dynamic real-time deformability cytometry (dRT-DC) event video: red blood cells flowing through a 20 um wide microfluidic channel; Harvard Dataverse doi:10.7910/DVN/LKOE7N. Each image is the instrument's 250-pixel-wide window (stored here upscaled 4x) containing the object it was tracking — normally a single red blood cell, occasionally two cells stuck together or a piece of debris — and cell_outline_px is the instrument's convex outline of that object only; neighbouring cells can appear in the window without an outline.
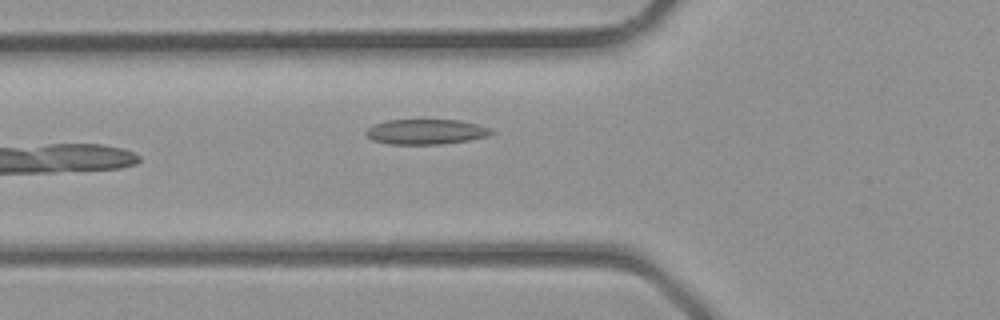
{"species": "common noctule bat (a hibernating species)", "species_latin": "Nyctalus noctula", "temperature_condition": "room temperature", "stored_images_in_passage": 4, "camera_frame_rate_fps": 3000, "um_per_image_px": 0.085, "animal": {"sex": "male", "body_mass_g": 23.1, "forearm_length_mm": 52.7}, "frame": {"image": 1, "passage_image": 4, "time_ms": 1.0, "image_size_px": [1000, 320], "cell_outline_px": [[496, 132], [488, 136], [468, 140], [440, 144], [392, 144], [372, 140], [364, 132], [372, 124], [388, 120], [460, 120], [492, 128]], "centroid_in_image_um": [36.22, 11.19], "position_along_channel_um": 89.6, "area_um2": 18.38}}